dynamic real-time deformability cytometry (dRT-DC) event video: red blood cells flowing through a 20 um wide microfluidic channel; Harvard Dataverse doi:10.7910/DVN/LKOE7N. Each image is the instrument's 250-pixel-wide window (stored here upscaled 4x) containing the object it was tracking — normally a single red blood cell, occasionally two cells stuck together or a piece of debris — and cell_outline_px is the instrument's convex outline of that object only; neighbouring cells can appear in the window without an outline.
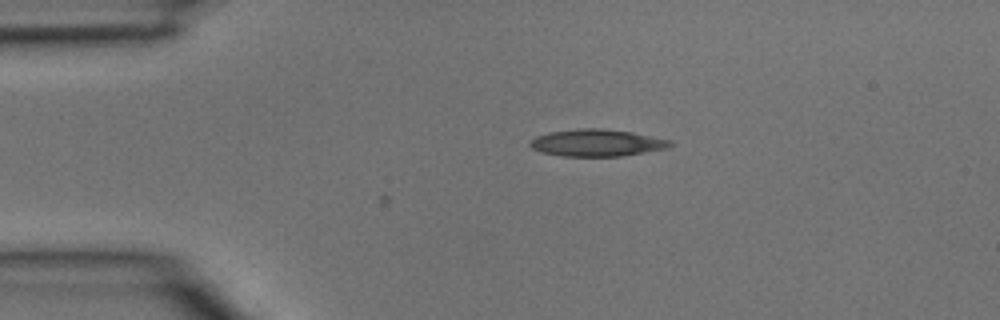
{"species": "common noctule bat (a hibernating species)", "species_latin": "Nyctalus noctula", "temperature_condition": "room temperature", "stored_images_in_passage": 5, "segment_of_instrument_passage": [2, 2], "camera_frame_rate_fps": 3000, "um_per_image_px": 0.085, "animal": {"sex": "male", "body_mass_g": 15.6}, "frame": {"image": 1, "passage_image": 5, "time_ms": 1.333, "image_size_px": [1000, 320], "cell_outline_px": [[672, 144], [668, 148], [620, 156], [560, 156], [540, 152], [532, 148], [528, 144], [536, 136], [548, 132], [576, 128], [600, 128], [632, 132], [672, 140]], "centroid_in_image_um": [50.7, 12.13], "position_along_channel_um": 34.3, "area_um2": 22.14}}